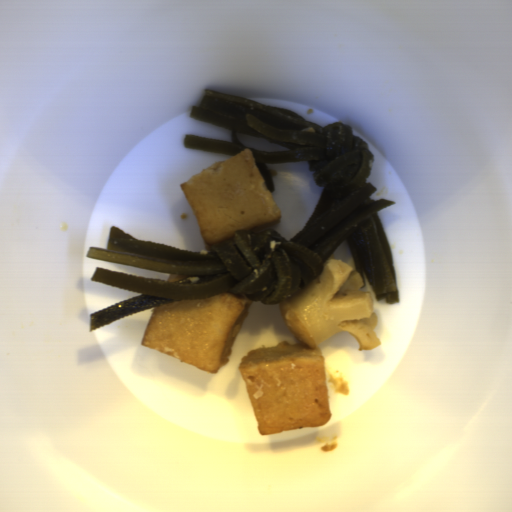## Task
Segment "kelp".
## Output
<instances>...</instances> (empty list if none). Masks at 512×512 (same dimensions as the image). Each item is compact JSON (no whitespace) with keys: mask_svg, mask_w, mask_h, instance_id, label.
<instances>
[{"mask_svg":"<svg viewBox=\"0 0 512 512\" xmlns=\"http://www.w3.org/2000/svg\"><path fill=\"white\" fill-rule=\"evenodd\" d=\"M189 118L230 130L231 141L185 134L183 148L238 154L248 148L274 195L268 164L307 161L318 185L316 208L291 239L275 229L236 231L210 253L180 250L109 228L106 248L90 246L85 257L176 275L162 281L101 267L90 281L142 293L89 313V332L132 314L166 304L221 293L246 295L264 305H281L314 284L331 256L346 241L354 270L378 301L400 303L394 261L379 211L396 206L371 200L377 187L366 182L375 166L368 142L344 123L322 126L302 115L207 89Z\"/></svg>","mask_w":512,"mask_h":512,"instance_id":"obj_1","label":"kelp"}]
</instances>
